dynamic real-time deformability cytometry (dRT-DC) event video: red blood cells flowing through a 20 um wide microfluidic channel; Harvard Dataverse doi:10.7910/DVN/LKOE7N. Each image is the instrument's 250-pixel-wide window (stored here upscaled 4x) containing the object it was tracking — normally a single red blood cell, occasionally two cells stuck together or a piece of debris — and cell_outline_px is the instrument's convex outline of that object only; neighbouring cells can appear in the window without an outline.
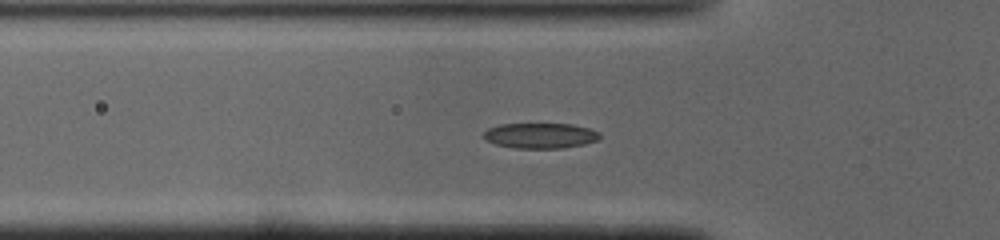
{"species": "common noctule bat (a hibernating species)", "species_latin": "Nyctalus noctula", "temperature_condition": "cold", "stored_images_in_passage": 48, "camera_frame_rate_fps": 3000, "um_per_image_px": 0.085, "animal": {"sex": "male", "body_mass_g": 19.0, "forearm_length_mm": 50.8}, "frame": {"image": 1, "passage_image": 14, "time_ms": 4.333, "image_size_px": [1000, 240], "cell_outline_px": [[600, 136], [596, 140], [584, 144], [564, 148], [516, 148], [496, 144], [484, 140], [480, 136], [488, 128], [500, 124], [572, 124], [588, 128], [600, 132]], "centroid_in_image_um": [45.88, 11.53], "position_along_channel_um": 79.9, "area_um2": 17.22}}
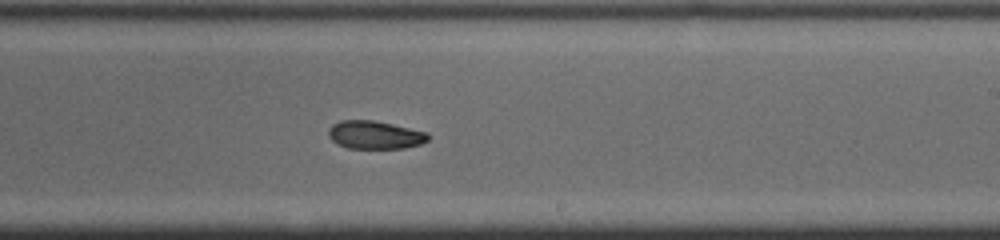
{"frame": {"image": 2, "passage_image": 27, "time_ms": 8.667, "image_size_px": [1000, 240], "cell_outline_px": [[428, 140], [420, 144], [404, 148], [348, 148], [332, 140], [328, 136], [328, 128], [332, 124], [340, 120], [372, 120], [392, 124], [428, 132]], "centroid_in_image_um": [31.85, 11.46], "position_along_channel_um": 257.1, "area_um2": 16.24}}
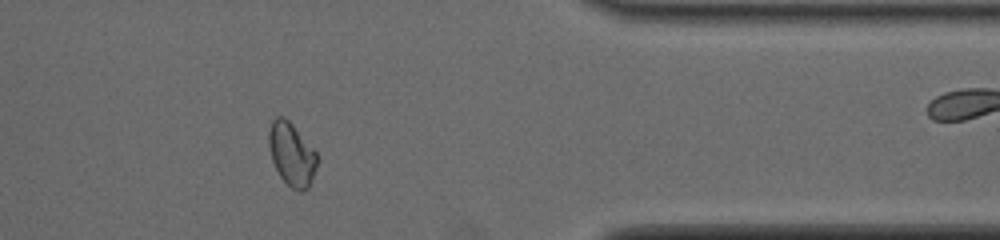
{"frame": {"image": 3, "passage_image": 38, "time_ms": 12.333, "image_size_px": [1000, 240], "cell_outline_px": [[316, 168], [312, 180], [308, 188], [304, 192], [300, 192], [292, 188], [280, 176], [272, 160], [268, 144], [268, 132], [272, 120], [276, 116], [284, 116], [292, 124], [316, 152]], "centroid_in_image_um": [24.77, 13.11], "position_along_channel_um": 386.6, "area_um2": 17.63}, "authors_computed_cell_mechanics": {"area_um2": 17.2244, "velocity_mm_per_s": 4.0898, "shape_relaxation_time_tau1_ms": 5.4644, "shape_relaxation_time_tau2_ms": 3.904, "deformation_change_tau1": 0.1337, "deformation_change_tau2": 0.068}}